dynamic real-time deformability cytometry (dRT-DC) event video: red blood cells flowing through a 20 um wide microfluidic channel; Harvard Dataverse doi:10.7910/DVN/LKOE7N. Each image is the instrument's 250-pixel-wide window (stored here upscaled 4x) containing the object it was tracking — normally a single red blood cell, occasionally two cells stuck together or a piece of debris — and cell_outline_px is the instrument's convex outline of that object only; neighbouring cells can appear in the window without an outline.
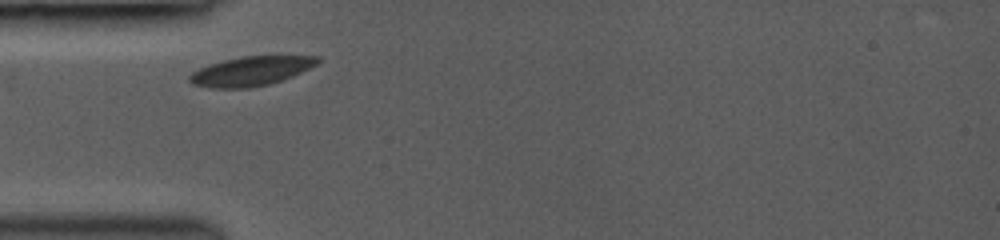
{"species": "common noctule bat (a hibernating species)", "species_latin": "Nyctalus noctula", "temperature_condition": "room temperature", "stored_images_in_passage": 19, "camera_frame_rate_fps": 3000, "um_per_image_px": 0.085, "animal": {"sex": "female", "body_mass_g": 19.0, "forearm_length_mm": 53.3}, "frame": {"image": 1, "passage_image": 1, "time_ms": 0.0, "image_size_px": [1000, 240], "cell_outline_px": [[320, 60], [316, 64], [292, 76], [268, 84], [252, 88], [212, 88], [192, 84], [188, 80], [188, 76], [192, 72], [208, 64], [224, 60], [244, 56], [320, 56]], "centroid_in_image_um": [21.28, 6.05], "position_along_channel_um": 63.7, "area_um2": 21.68}}